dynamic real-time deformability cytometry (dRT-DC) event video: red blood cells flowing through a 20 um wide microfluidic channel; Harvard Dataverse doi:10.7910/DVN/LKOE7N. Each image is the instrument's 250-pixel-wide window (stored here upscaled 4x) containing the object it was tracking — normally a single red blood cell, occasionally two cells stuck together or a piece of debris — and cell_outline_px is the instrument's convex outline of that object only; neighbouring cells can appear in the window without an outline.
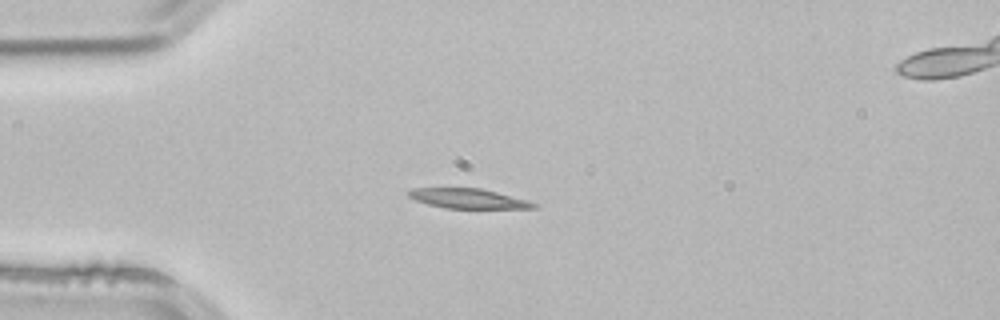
{"species": "common noctule bat (a hibernating species)", "species_latin": "Nyctalus noctula", "temperature_condition": "room temperature", "stored_images_in_passage": 2, "camera_frame_rate_fps": 3000, "um_per_image_px": 0.085, "animal": {"sex": "male", "body_mass_g": 21.5, "forearm_length_mm": 52.0}, "frame": {"image": 1, "passage_image": 2, "time_ms": 0.333, "image_size_px": [1000, 320], "cell_outline_px": [[536, 208], [444, 208], [428, 204], [416, 200], [408, 196], [408, 192], [412, 188], [480, 188], [528, 200], [536, 204]], "centroid_in_image_um": [39.77, 16.87], "position_along_channel_um": 45.2, "area_um2": 14.22}}